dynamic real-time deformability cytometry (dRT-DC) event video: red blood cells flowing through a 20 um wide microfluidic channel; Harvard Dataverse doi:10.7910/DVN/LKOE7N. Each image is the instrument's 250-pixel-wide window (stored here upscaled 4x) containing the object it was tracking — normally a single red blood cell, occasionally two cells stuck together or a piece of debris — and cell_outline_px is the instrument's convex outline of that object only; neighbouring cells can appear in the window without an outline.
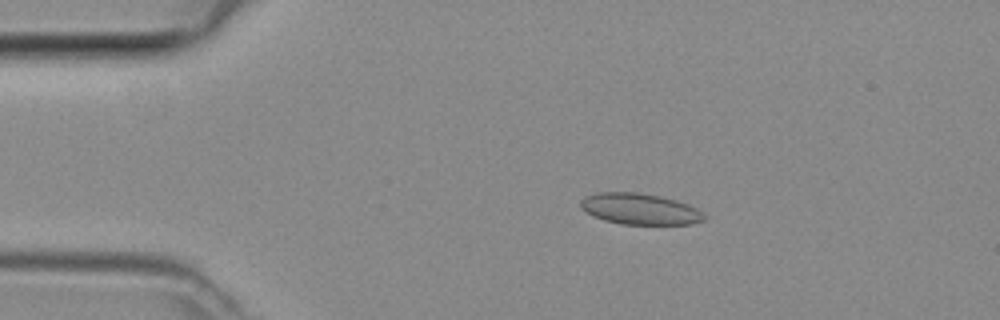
{"species": "common noctule bat (a hibernating species)", "species_latin": "Nyctalus noctula", "temperature_condition": "room temperature", "stored_images_in_passage": 4, "camera_frame_rate_fps": 3000, "um_per_image_px": 0.085, "animal": {"sex": "female", "body_mass_g": 29.2, "forearm_length_mm": 56.3}, "frame": {"image": 1, "passage_image": 2, "time_ms": 0.333, "image_size_px": [1000, 320], "cell_outline_px": [[708, 216], [704, 220], [692, 224], [620, 224], [604, 220], [592, 216], [580, 208], [580, 200], [584, 196], [596, 192], [636, 192], [660, 196], [676, 200], [688, 204], [696, 208]], "centroid_in_image_um": [54.36, 17.76], "position_along_channel_um": 30.6, "area_um2": 22.66}}
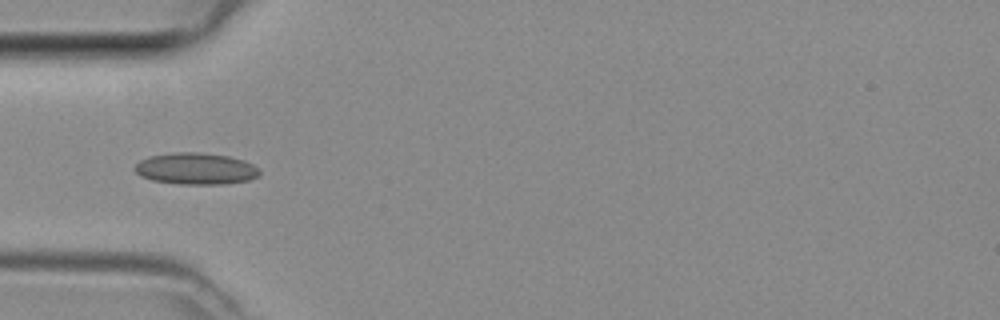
{"frame": {"image": 2, "passage_image": 4, "time_ms": 1.0, "image_size_px": [1000, 320], "cell_outline_px": [[260, 172], [256, 176], [248, 180], [224, 184], [180, 184], [152, 180], [140, 176], [132, 168], [140, 160], [148, 156], [176, 152], [200, 152], [228, 156], [244, 160], [252, 164]], "centroid_in_image_um": [16.59, 14.33], "position_along_channel_um": 68.4, "area_um2": 22.95}}